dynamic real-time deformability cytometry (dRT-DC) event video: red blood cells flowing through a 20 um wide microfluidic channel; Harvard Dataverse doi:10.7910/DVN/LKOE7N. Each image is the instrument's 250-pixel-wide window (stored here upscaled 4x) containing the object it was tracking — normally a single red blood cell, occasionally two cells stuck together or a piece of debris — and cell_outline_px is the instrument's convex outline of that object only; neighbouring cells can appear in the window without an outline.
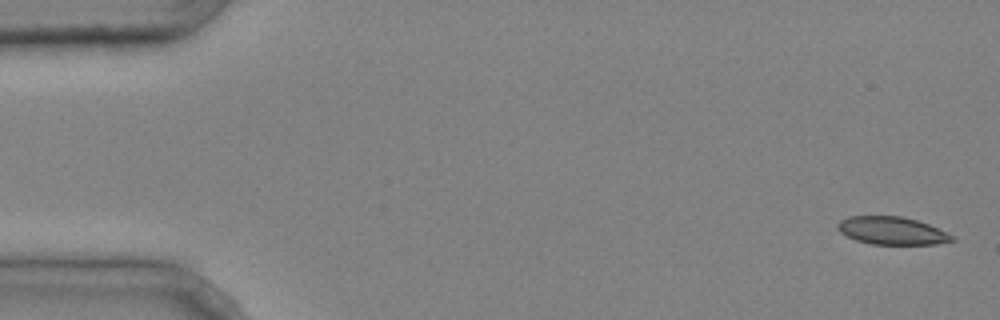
{"species": "common noctule bat (a hibernating species)", "species_latin": "Nyctalus noctula", "temperature_condition": "cold", "stored_images_in_passage": 5, "camera_frame_rate_fps": 3000, "um_per_image_px": 0.085, "animal": {"sex": "male", "body_mass_g": 20.4}, "frame": {"image": 1, "passage_image": 1, "time_ms": 0.0, "image_size_px": [1000, 320], "cell_outline_px": [[956, 240], [936, 244], [872, 244], [856, 240], [840, 232], [836, 228], [836, 224], [840, 220], [848, 216], [900, 216], [916, 220], [928, 224], [956, 236]], "centroid_in_image_um": [75.82, 19.61], "position_along_channel_um": 9.2, "area_um2": 18.55}}
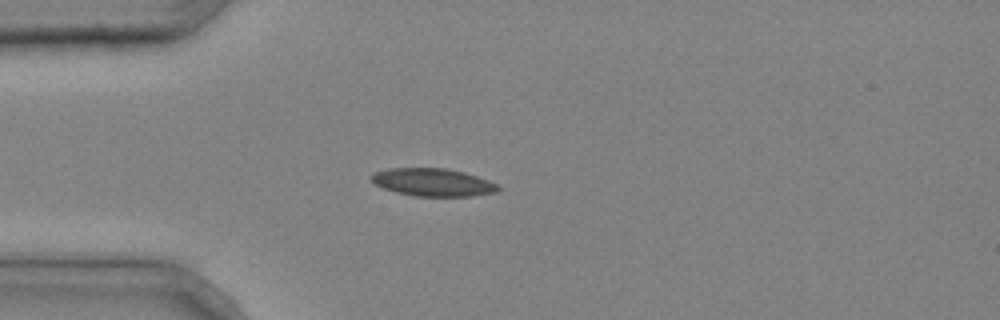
{"frame": {"image": 2, "passage_image": 4, "time_ms": 1.0, "image_size_px": [1000, 320], "cell_outline_px": [[500, 188], [496, 192], [472, 196], [416, 196], [396, 192], [384, 188], [376, 184], [372, 180], [372, 176], [376, 172], [388, 168], [444, 168], [464, 172], [500, 184]], "centroid_in_image_um": [36.84, 15.5], "position_along_channel_um": 48.2, "area_um2": 20.35}}